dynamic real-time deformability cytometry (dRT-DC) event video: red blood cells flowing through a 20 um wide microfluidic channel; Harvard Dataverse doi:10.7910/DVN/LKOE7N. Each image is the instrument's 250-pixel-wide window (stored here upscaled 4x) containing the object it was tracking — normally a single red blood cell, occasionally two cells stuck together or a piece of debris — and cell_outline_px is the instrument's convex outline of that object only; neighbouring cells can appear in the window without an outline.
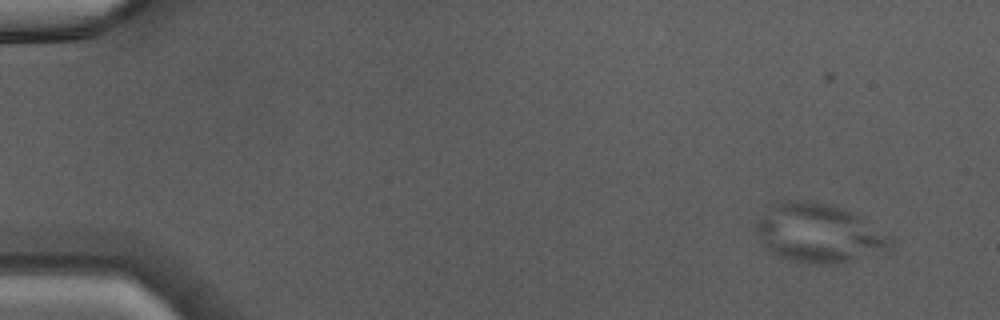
{"species": "Egyptian fruit bat (a non-hibernating species)", "species_latin": "Rousettus aegyptiacus", "temperature_condition": "warm", "stored_images_in_passage": 44, "camera_frame_rate_fps": 3000, "um_per_image_px": 0.085, "animal": {"sex": "male"}, "frame": {"image": 1, "passage_image": 1, "time_ms": 0.0, "image_size_px": [1000, 320], "cell_outline_px": [[896, 240], [892, 252], [844, 264], [820, 264], [796, 260], [780, 256], [768, 252], [764, 248], [752, 228], [776, 204], [788, 200], [808, 200], [832, 204], [860, 216], [892, 236]], "centroid_in_image_um": [69.74, 19.87], "position_along_channel_um": 15.3, "area_um2": 46.99}}
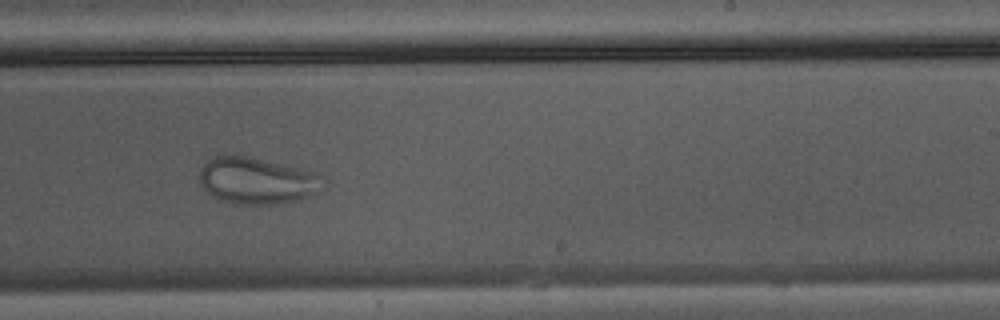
{"frame": {"image": 2, "passage_image": 27, "time_ms": 8.667, "image_size_px": [1000, 320], "cell_outline_px": [[324, 188], [308, 196], [284, 204], [240, 204], [220, 200], [212, 196], [204, 188], [200, 180], [200, 168], [216, 152], [232, 152], [252, 156], [316, 172], [324, 176]], "centroid_in_image_um": [21.82, 15.3], "position_along_channel_um": 267.2, "area_um2": 34.56}}
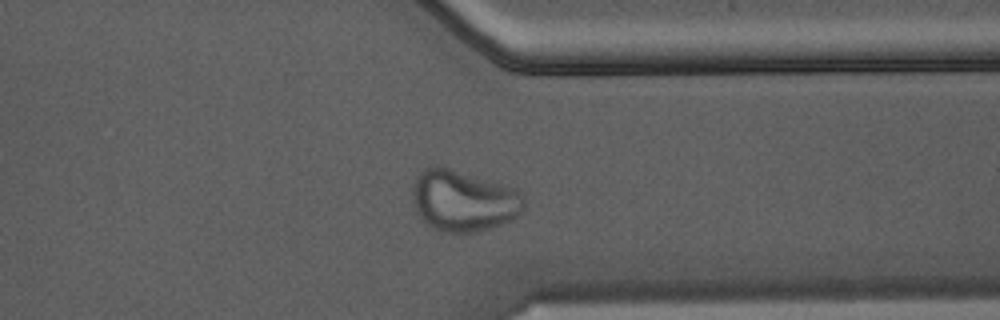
{"frame": {"image": 3, "passage_image": 34, "time_ms": 11.0, "image_size_px": [1000, 320], "cell_outline_px": [[524, 208], [516, 216], [500, 224], [476, 232], [440, 232], [428, 224], [420, 216], [412, 204], [412, 184], [424, 168], [432, 164], [436, 164], [516, 188], [520, 192], [524, 200]], "centroid_in_image_um": [39.35, 17.04], "position_along_channel_um": 372.1, "area_um2": 39.71}}